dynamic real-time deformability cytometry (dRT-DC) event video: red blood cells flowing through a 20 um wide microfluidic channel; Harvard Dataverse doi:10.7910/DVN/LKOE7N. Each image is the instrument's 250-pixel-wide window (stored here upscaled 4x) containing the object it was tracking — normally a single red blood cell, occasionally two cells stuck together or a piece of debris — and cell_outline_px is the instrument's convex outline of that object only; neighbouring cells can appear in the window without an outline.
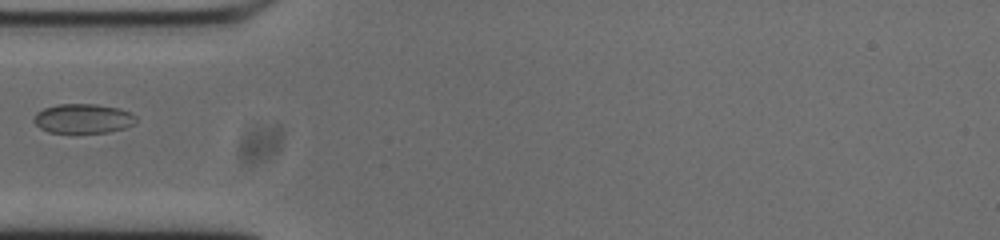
{"species": "common noctule bat (a hibernating species)", "species_latin": "Nyctalus noctula", "temperature_condition": "cold", "stored_images_in_passage": 39, "camera_frame_rate_fps": 3000, "um_per_image_px": 0.085, "animal": {"sex": "male", "body_mass_g": 20.0, "forearm_length_mm": 53.3}, "frame": {"image": 1, "passage_image": 1, "time_ms": 0.0, "image_size_px": [1000, 240], "cell_outline_px": [[136, 120], [132, 124], [124, 128], [108, 132], [48, 132], [40, 128], [32, 120], [36, 112], [44, 108], [56, 104], [96, 104], [120, 108], [136, 116]], "centroid_in_image_um": [7.03, 10.06], "position_along_channel_um": 78.0, "area_um2": 17.46}}
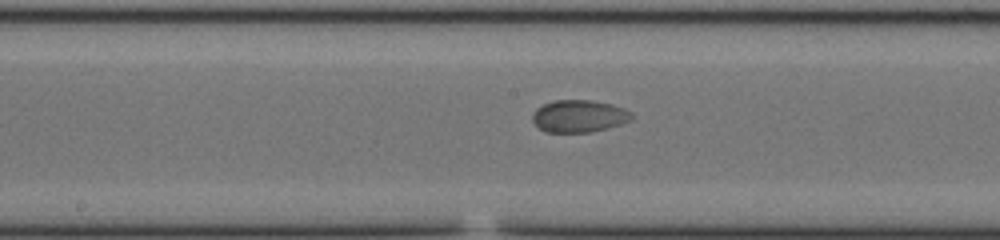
{"frame": {"image": 2, "passage_image": 11, "time_ms": 3.333, "image_size_px": [1000, 240], "cell_outline_px": [[632, 120], [608, 128], [588, 132], [548, 132], [540, 128], [532, 120], [532, 112], [536, 108], [552, 100], [592, 100], [612, 104], [624, 108], [632, 112]], "centroid_in_image_um": [49.22, 9.86], "position_along_channel_um": 199.0, "area_um2": 18.73}}
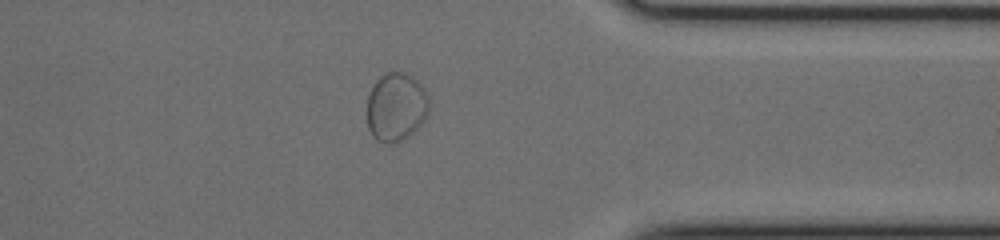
{"frame": {"image": 3, "passage_image": 27, "time_ms": 8.667, "image_size_px": [1000, 240], "cell_outline_px": [[428, 112], [424, 120], [404, 140], [392, 144], [388, 144], [376, 140], [372, 136], [368, 128], [368, 96], [376, 80], [380, 76], [388, 72], [404, 72], [412, 76], [424, 88], [428, 96]], "centroid_in_image_um": [33.66, 9.11], "position_along_channel_um": 377.7, "area_um2": 24.74}}